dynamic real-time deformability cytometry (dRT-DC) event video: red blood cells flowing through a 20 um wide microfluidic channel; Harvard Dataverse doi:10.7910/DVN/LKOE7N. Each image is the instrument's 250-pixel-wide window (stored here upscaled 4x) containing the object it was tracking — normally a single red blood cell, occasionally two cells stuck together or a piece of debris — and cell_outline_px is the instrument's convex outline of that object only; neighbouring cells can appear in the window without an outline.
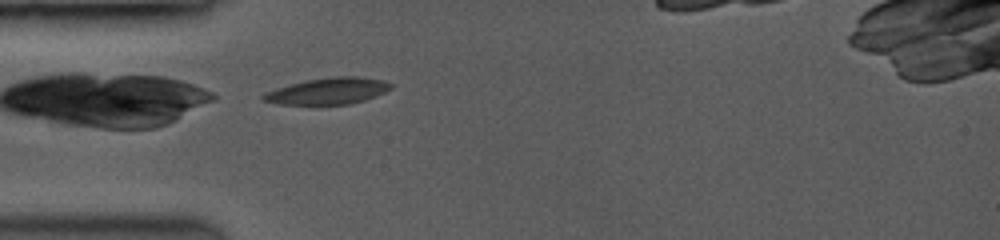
{"species": "common noctule bat (a hibernating species)", "species_latin": "Nyctalus noctula", "temperature_condition": "room temperature", "stored_images_in_passage": 4, "camera_frame_rate_fps": 3500, "um_per_image_px": 0.085, "animal": {"sex": "female", "body_mass_g": 19.0, "forearm_length_mm": 53.3}, "frame": {"image": 1, "passage_image": 1, "time_ms": 0.0, "image_size_px": [1000, 240], "cell_outline_px": [[392, 88], [384, 92], [364, 100], [348, 104], [280, 104], [264, 100], [260, 96], [268, 92], [292, 84], [308, 80], [336, 76], [356, 76], [380, 80], [392, 84]], "centroid_in_image_um": [27.92, 7.74], "position_along_channel_um": 57.1, "area_um2": 19.02}}